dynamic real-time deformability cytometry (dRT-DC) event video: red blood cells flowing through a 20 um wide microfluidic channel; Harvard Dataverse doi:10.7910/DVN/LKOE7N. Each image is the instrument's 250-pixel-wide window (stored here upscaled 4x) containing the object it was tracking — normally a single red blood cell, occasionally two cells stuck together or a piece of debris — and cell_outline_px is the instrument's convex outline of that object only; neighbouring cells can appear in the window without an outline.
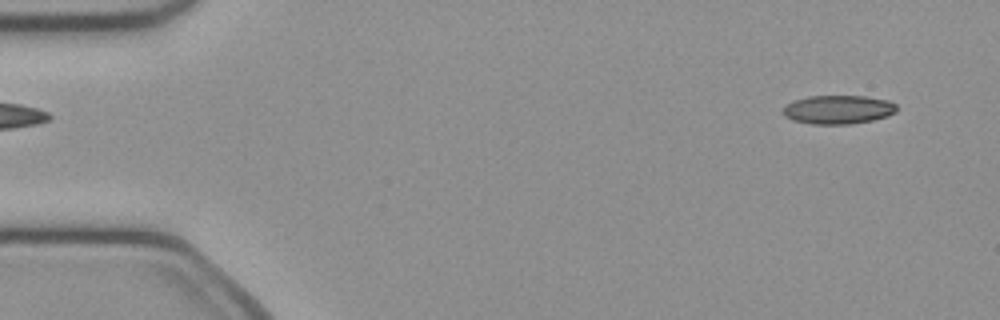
{"species": "common noctule bat (a hibernating species)", "species_latin": "Nyctalus noctula", "temperature_condition": "cold", "stored_images_in_passage": 47, "camera_frame_rate_fps": 3000, "um_per_image_px": 0.085, "animal": {"sex": "female", "body_mass_g": 21.9}, "frame": {"image": 1, "passage_image": 3, "time_ms": 0.667, "image_size_px": [1000, 320], "cell_outline_px": [[896, 112], [888, 116], [872, 120], [852, 124], [812, 124], [792, 120], [784, 116], [780, 112], [784, 104], [792, 100], [808, 96], [864, 96], [888, 100], [896, 104]], "centroid_in_image_um": [71.18, 9.31], "position_along_channel_um": 13.8, "area_um2": 19.36}}
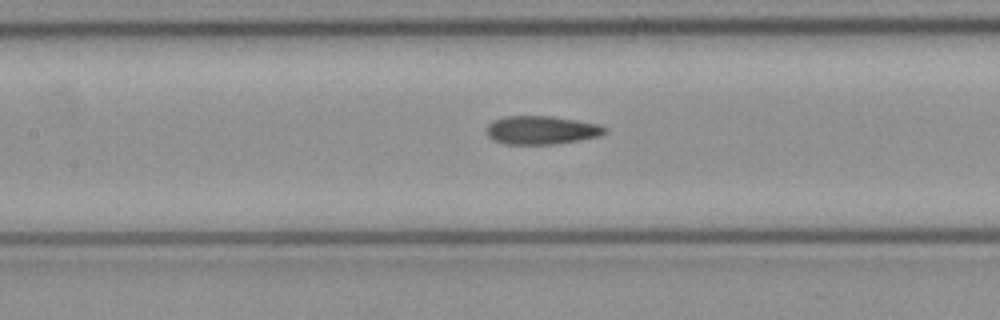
{"frame": {"image": 2, "passage_image": 22, "time_ms": 7.0, "image_size_px": [1000, 320], "cell_outline_px": [[608, 132], [600, 136], [580, 140], [556, 144], [504, 144], [492, 140], [488, 136], [488, 124], [496, 120], [508, 116], [552, 116], [600, 124], [608, 128]], "centroid_in_image_um": [46.09, 11.07], "position_along_channel_um": 161.3, "area_um2": 19.65}}
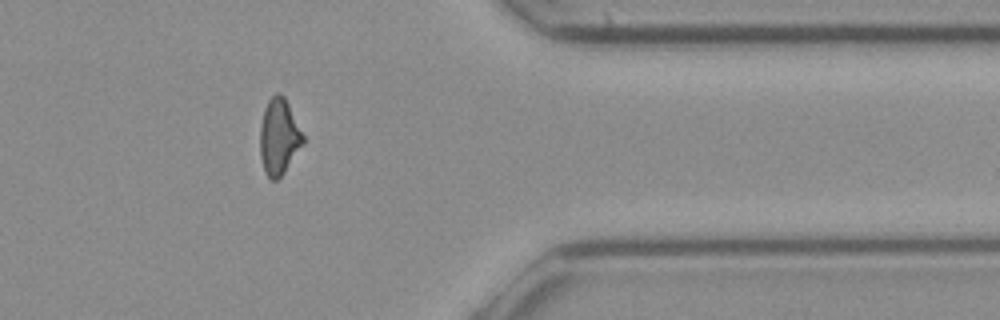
{"frame": {"image": 3, "passage_image": 40, "time_ms": 13.0, "image_size_px": [1000, 320], "cell_outline_px": [[304, 144], [284, 172], [276, 180], [272, 180], [264, 172], [260, 156], [260, 124], [264, 108], [268, 100], [276, 92], [280, 92], [284, 96], [304, 136]], "centroid_in_image_um": [23.7, 11.62], "position_along_channel_um": 387.7, "area_um2": 19.07}}